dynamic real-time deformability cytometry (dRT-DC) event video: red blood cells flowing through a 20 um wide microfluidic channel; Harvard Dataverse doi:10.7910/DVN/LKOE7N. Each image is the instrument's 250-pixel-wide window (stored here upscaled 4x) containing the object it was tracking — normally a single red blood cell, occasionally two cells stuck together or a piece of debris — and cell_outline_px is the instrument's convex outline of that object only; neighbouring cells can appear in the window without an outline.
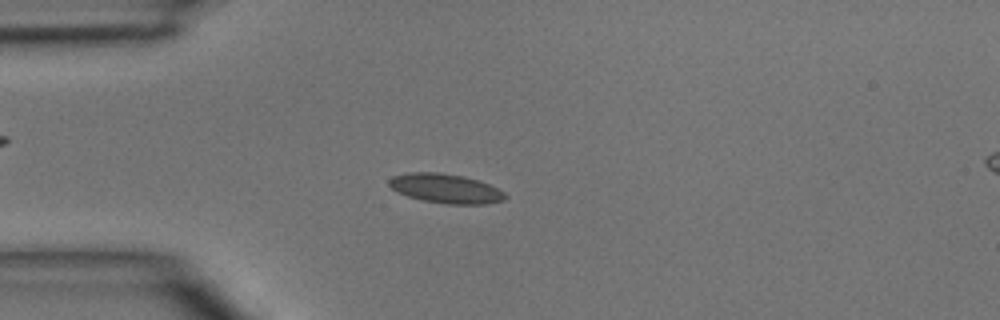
{"species": "common noctule bat (a hibernating species)", "species_latin": "Nyctalus noctula", "temperature_condition": "room temperature", "stored_images_in_passage": 47, "camera_frame_rate_fps": 3000, "um_per_image_px": 0.085, "animal": {"sex": "male", "body_mass_g": 15.6}, "frame": {"image": 1, "passage_image": 12, "time_ms": 3.667, "image_size_px": [1000, 320], "cell_outline_px": [[508, 196], [504, 200], [488, 204], [444, 204], [420, 200], [396, 192], [388, 184], [388, 180], [392, 176], [408, 172], [440, 172], [464, 176], [488, 184], [504, 192]], "centroid_in_image_um": [37.85, 16.02], "position_along_channel_um": 47.1, "area_um2": 20.06}}
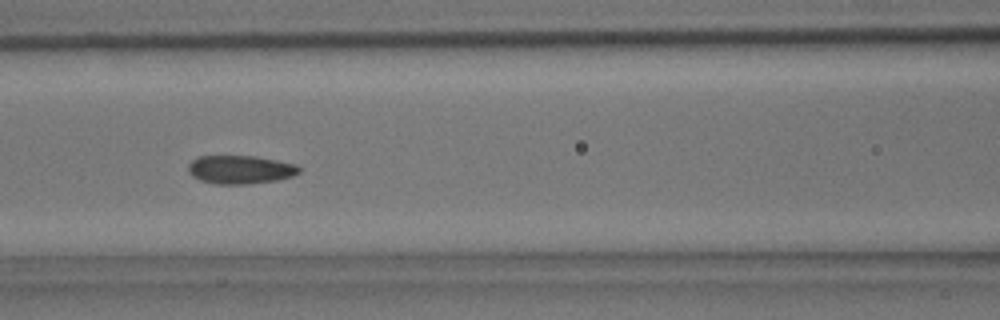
{"frame": {"image": 2, "passage_image": 20, "time_ms": 6.333, "image_size_px": [1000, 320], "cell_outline_px": [[300, 172], [292, 176], [276, 180], [252, 184], [216, 184], [200, 180], [192, 176], [188, 172], [188, 164], [192, 160], [200, 156], [256, 156], [296, 164], [300, 168]], "centroid_in_image_um": [20.41, 14.42], "position_along_channel_um": 146.2, "area_um2": 18.44}}
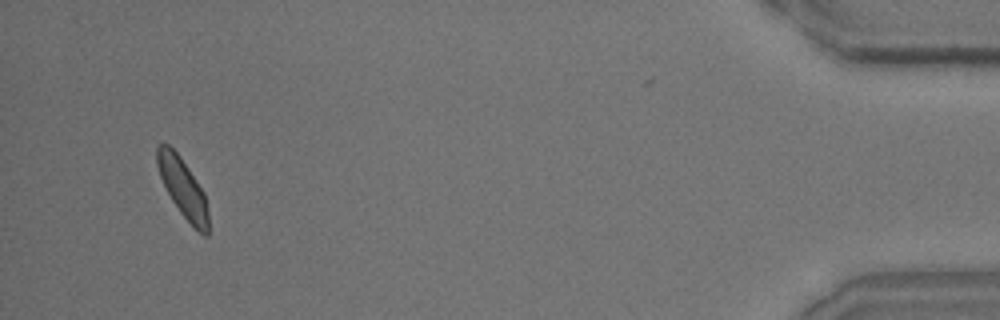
{"frame": {"image": 3, "passage_image": 45, "time_ms": 14.667, "image_size_px": [1000, 320], "cell_outline_px": [[208, 236], [204, 236], [180, 212], [172, 200], [160, 176], [156, 164], [156, 148], [160, 144], [168, 144], [180, 156], [204, 192], [208, 212]], "centroid_in_image_um": [15.53, 15.94], "position_along_channel_um": 419.7, "area_um2": 17.22}}